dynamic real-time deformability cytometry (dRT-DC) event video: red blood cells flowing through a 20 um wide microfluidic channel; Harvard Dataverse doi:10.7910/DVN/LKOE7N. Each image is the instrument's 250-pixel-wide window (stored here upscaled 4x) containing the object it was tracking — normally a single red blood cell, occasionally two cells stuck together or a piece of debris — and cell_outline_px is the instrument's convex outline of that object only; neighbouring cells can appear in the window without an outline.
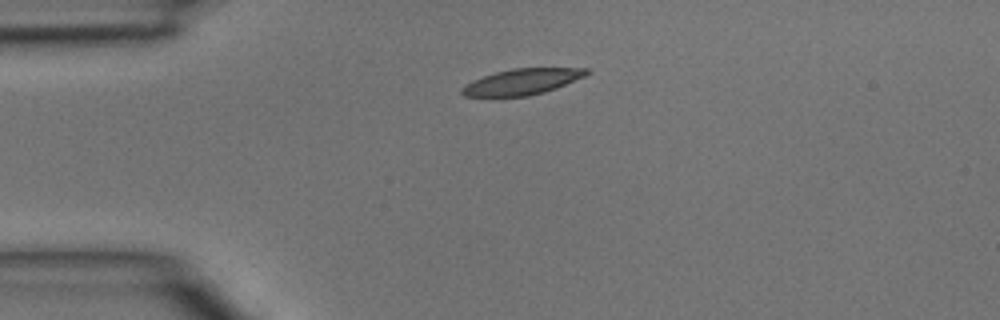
{"species": "common noctule bat (a hibernating species)", "species_latin": "Nyctalus noctula", "temperature_condition": "room temperature", "stored_images_in_passage": 2, "camera_frame_rate_fps": 3000, "um_per_image_px": 0.085, "animal": {"sex": "male", "body_mass_g": 15.6}, "frame": {"image": 1, "passage_image": 1, "time_ms": 0.0, "image_size_px": [1000, 320], "cell_outline_px": [[592, 72], [584, 76], [556, 88], [544, 92], [528, 96], [464, 96], [460, 92], [460, 88], [472, 80], [496, 72], [512, 68], [588, 68]], "centroid_in_image_um": [44.37, 6.94], "position_along_channel_um": 40.6, "area_um2": 18.73}}